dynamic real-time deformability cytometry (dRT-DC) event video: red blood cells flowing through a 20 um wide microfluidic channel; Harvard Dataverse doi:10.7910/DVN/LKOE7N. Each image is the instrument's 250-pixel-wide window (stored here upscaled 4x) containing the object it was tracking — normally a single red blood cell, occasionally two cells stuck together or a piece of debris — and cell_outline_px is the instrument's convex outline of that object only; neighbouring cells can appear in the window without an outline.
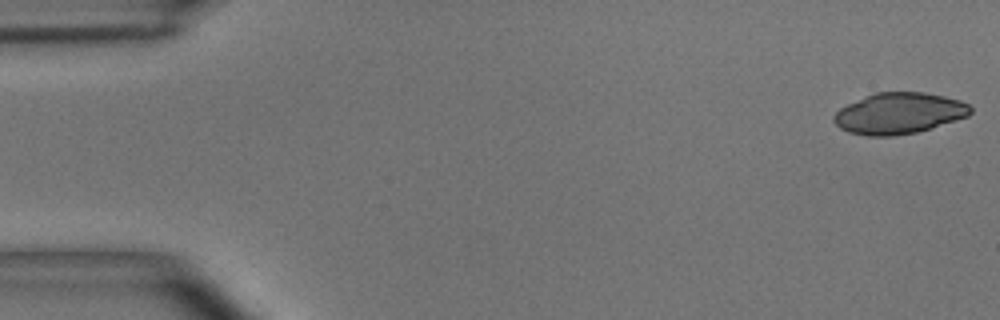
{"species": "common noctule bat (a hibernating species)", "species_latin": "Nyctalus noctula", "temperature_condition": "room temperature", "stored_images_in_passage": 10, "camera_frame_rate_fps": 3000, "um_per_image_px": 0.085, "animal": {"sex": "male", "body_mass_g": 15.6}, "frame": {"image": 1, "passage_image": 1, "time_ms": 0.0, "image_size_px": [1000, 320], "cell_outline_px": [[972, 112], [968, 116], [932, 128], [916, 132], [892, 136], [868, 136], [848, 132], [840, 128], [832, 120], [832, 116], [840, 108], [848, 104], [876, 92], [924, 92], [944, 96], [960, 100], [968, 104], [972, 108]], "centroid_in_image_um": [76.42, 9.63], "position_along_channel_um": 8.6, "area_um2": 32.71}}